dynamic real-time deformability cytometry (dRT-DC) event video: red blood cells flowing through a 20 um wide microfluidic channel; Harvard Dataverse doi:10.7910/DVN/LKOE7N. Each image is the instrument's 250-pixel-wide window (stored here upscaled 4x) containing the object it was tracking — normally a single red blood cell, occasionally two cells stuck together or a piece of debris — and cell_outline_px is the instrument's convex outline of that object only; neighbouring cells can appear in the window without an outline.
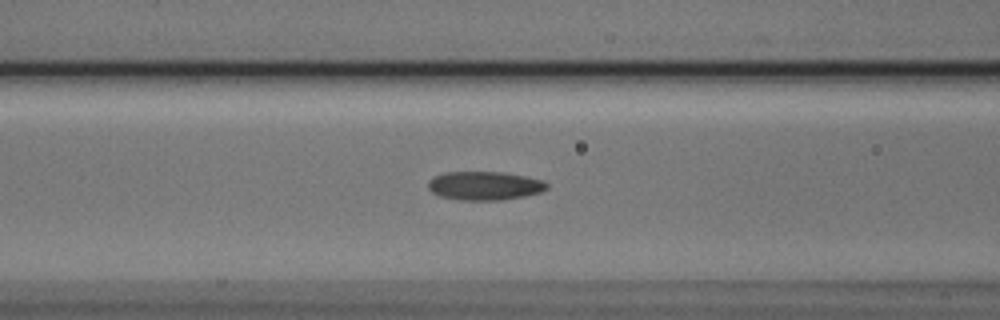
{"species": "Egyptian fruit bat (a non-hibernating species)", "species_latin": "Rousettus aegyptiacus", "temperature_condition": "cold", "stored_images_in_passage": 38, "camera_frame_rate_fps": 3000, "um_per_image_px": 0.085, "animal": {"sex": "male"}, "frame": {"image": 1, "passage_image": 22, "time_ms": 7.0, "image_size_px": [1000, 320], "cell_outline_px": [[548, 188], [540, 192], [524, 196], [500, 200], [460, 200], [440, 196], [432, 192], [428, 188], [428, 184], [432, 176], [444, 172], [504, 172], [544, 180], [548, 184]], "centroid_in_image_um": [41.18, 15.78], "position_along_channel_um": 125.4, "area_um2": 19.88}}
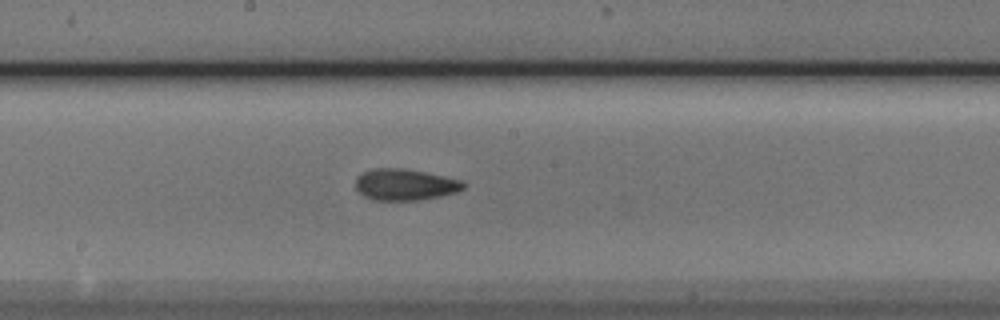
{"frame": {"image": 2, "passage_image": 29, "time_ms": 9.333, "image_size_px": [1000, 320], "cell_outline_px": [[464, 188], [456, 192], [440, 196], [420, 200], [372, 200], [364, 196], [356, 188], [356, 180], [364, 172], [372, 168], [404, 168], [444, 176], [460, 180], [464, 184]], "centroid_in_image_um": [34.41, 15.69], "position_along_channel_um": 213.8, "area_um2": 19.54}}
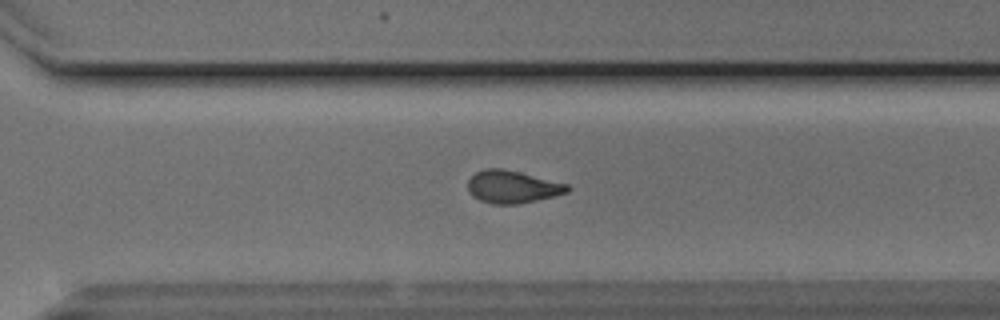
{"frame": {"image": 3, "passage_image": 38, "time_ms": 12.333, "image_size_px": [1000, 320], "cell_outline_px": [[572, 188], [568, 192], [536, 200], [516, 204], [492, 204], [480, 200], [472, 196], [468, 192], [468, 180], [476, 172], [484, 168], [500, 168], [520, 172], [568, 184]], "centroid_in_image_um": [43.53, 15.88], "position_along_channel_um": 327.1, "area_um2": 18.84}}